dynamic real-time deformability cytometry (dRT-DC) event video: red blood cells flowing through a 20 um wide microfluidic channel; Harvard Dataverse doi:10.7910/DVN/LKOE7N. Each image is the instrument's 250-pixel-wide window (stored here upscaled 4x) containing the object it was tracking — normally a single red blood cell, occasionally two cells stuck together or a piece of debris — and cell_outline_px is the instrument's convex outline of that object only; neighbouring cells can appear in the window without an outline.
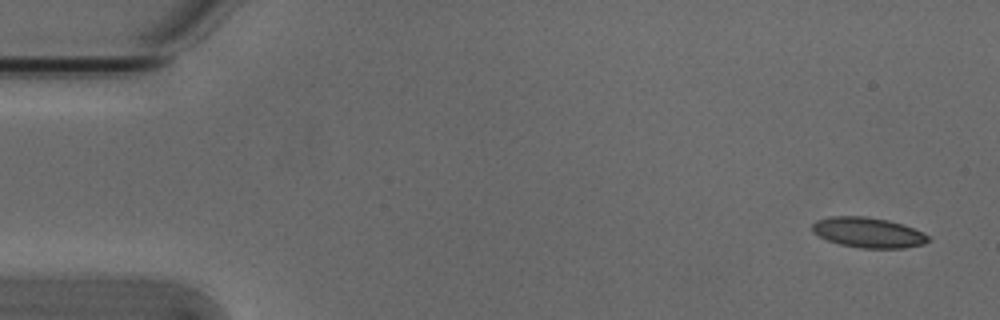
{"species": "Egyptian fruit bat (a non-hibernating species)", "species_latin": "Rousettus aegyptiacus", "temperature_condition": "cold", "stored_images_in_passage": 4, "camera_frame_rate_fps": 3000, "um_per_image_px": 0.085, "animal": {"sex": "male"}, "frame": {"image": 1, "passage_image": 1, "time_ms": 0.0, "image_size_px": [1000, 320], "cell_outline_px": [[932, 240], [924, 244], [904, 248], [860, 248], [840, 244], [828, 240], [812, 232], [812, 224], [816, 220], [828, 216], [864, 216], [888, 220], [904, 224], [924, 232]], "centroid_in_image_um": [73.82, 19.76], "position_along_channel_um": 11.2, "area_um2": 20.63}}
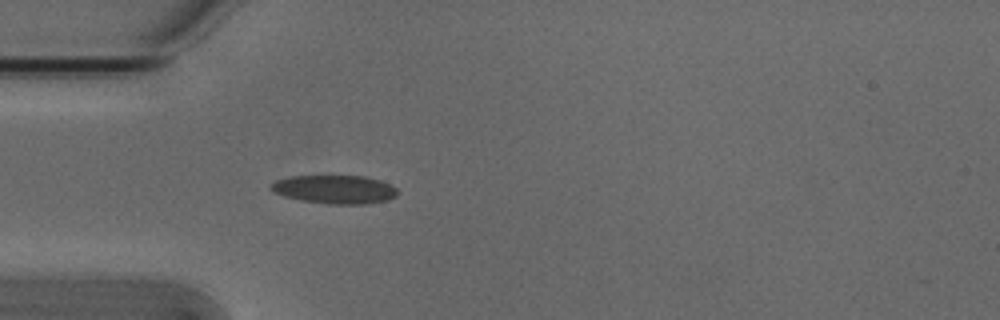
{"frame": {"image": 2, "passage_image": 4, "time_ms": 1.0, "image_size_px": [1000, 320], "cell_outline_px": [[396, 196], [388, 200], [364, 204], [328, 204], [300, 200], [284, 196], [268, 188], [268, 184], [276, 180], [288, 176], [364, 176], [380, 180], [396, 188]], "centroid_in_image_um": [28.41, 16.09], "position_along_channel_um": 56.6, "area_um2": 21.04}}